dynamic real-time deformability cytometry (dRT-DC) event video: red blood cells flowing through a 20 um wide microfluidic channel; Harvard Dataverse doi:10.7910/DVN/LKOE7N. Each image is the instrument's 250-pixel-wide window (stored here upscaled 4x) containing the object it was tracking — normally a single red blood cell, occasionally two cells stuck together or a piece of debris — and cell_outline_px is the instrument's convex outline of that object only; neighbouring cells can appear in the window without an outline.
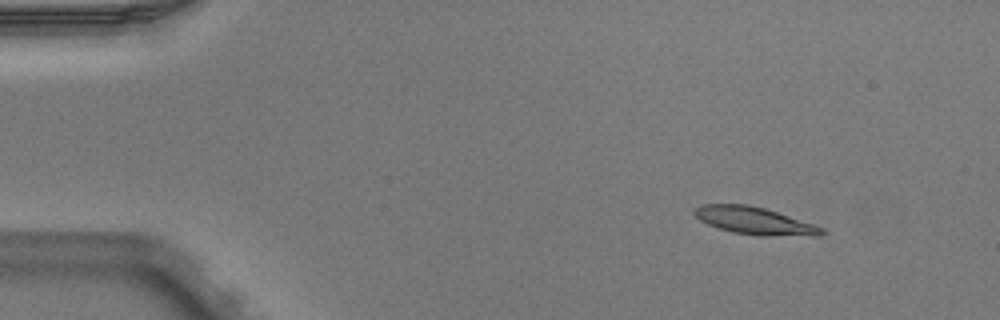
{"species": "Egyptian fruit bat (a non-hibernating species)", "species_latin": "Rousettus aegyptiacus", "temperature_condition": "warm", "stored_images_in_passage": 4, "camera_frame_rate_fps": 3000, "um_per_image_px": 0.085, "animal": {"sex": "male"}, "frame": {"image": 1, "passage_image": 1, "time_ms": 0.0, "image_size_px": [1000, 320], "cell_outline_px": [[824, 232], [820, 236], [760, 236], [732, 232], [708, 224], [700, 220], [692, 212], [700, 204], [748, 204], [764, 208], [824, 228]], "centroid_in_image_um": [64.12, 18.77], "position_along_channel_um": 20.9, "area_um2": 20.17}}